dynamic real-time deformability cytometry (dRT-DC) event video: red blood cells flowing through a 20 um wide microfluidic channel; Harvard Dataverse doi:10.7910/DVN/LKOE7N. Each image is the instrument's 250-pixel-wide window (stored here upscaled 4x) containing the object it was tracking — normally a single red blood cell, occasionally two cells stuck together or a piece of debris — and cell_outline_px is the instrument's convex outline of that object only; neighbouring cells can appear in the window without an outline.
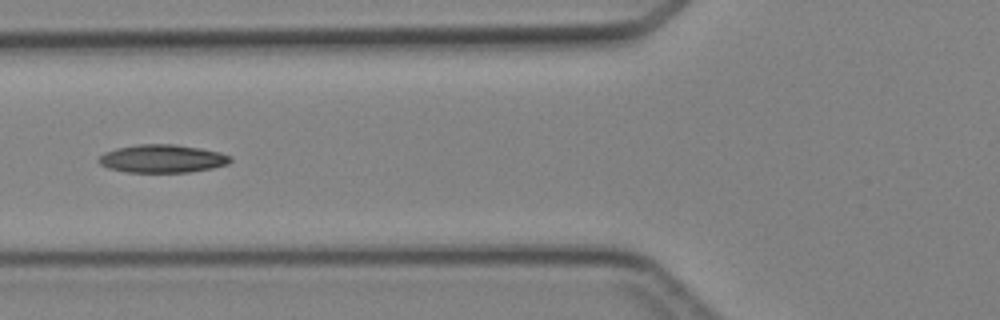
{"species": "Egyptian fruit bat (a non-hibernating species)", "species_latin": "Rousettus aegyptiacus", "temperature_condition": "cold", "stored_images_in_passage": 6, "camera_frame_rate_fps": 3000, "um_per_image_px": 0.085, "animal": {"sex": "female"}, "frame": {"image": 1, "passage_image": 6, "time_ms": 6.0, "image_size_px": [1000, 320], "cell_outline_px": [[232, 160], [228, 164], [212, 168], [188, 172], [128, 172], [108, 168], [100, 164], [96, 160], [104, 152], [116, 148], [136, 144], [172, 144], [200, 148], [220, 152], [232, 156]], "centroid_in_image_um": [13.79, 13.48], "position_along_channel_um": 112.0, "area_um2": 21.62}}